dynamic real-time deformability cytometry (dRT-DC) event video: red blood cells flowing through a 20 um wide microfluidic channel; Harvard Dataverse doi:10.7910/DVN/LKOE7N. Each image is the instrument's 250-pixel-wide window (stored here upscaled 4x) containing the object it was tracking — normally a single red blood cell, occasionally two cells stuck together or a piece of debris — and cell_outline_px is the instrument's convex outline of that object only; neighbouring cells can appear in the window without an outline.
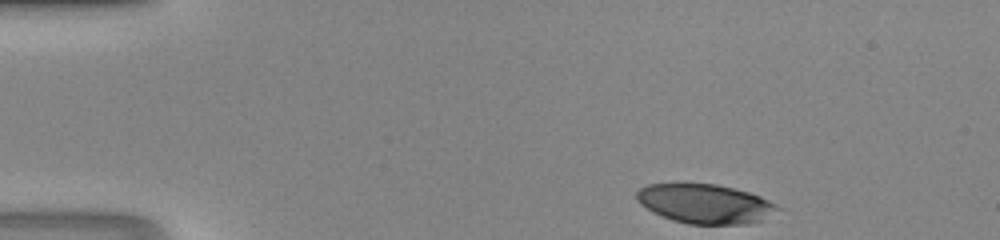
{"species": "human", "species_latin": "Homo sapiens", "temperature_condition": "room temperature", "stored_images_in_passage": 41, "camera_frame_rate_fps": 3000, "um_per_image_px": 0.085, "donor": {"sex": "male"}, "frame": {"image": 1, "passage_image": 1, "time_ms": 0.0, "image_size_px": [1000, 240], "cell_outline_px": [[780, 208], [760, 220], [748, 224], [688, 224], [672, 220], [652, 212], [640, 204], [636, 200], [636, 192], [640, 188], [648, 184], [716, 184], [748, 192], [760, 196], [776, 204]], "centroid_in_image_um": [59.88, 17.32], "position_along_channel_um": 25.1, "area_um2": 32.02}}
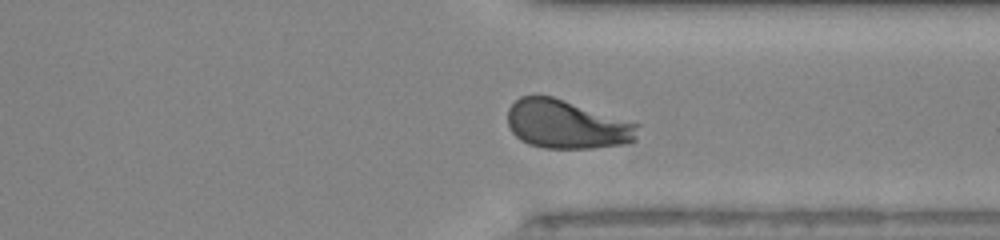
{"frame": {"image": 2, "passage_image": 30, "time_ms": 9.667, "image_size_px": [1000, 240], "cell_outline_px": [[640, 124], [636, 140], [628, 144], [592, 148], [544, 148], [528, 144], [520, 140], [512, 132], [508, 124], [508, 108], [520, 96], [552, 96]], "centroid_in_image_um": [48.19, 10.59], "position_along_channel_um": 363.2, "area_um2": 36.99}}
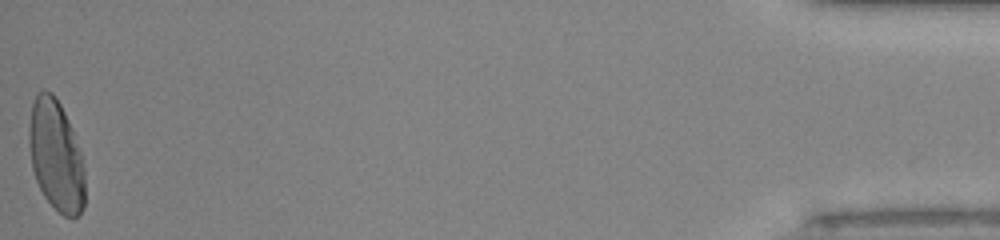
{"frame": {"image": 3, "passage_image": 41, "time_ms": 13.333, "image_size_px": [1000, 240], "cell_outline_px": [[84, 208], [72, 220], [64, 216], [44, 196], [36, 180], [32, 168], [28, 144], [28, 128], [32, 104], [36, 96], [40, 92], [52, 92], [60, 104], [72, 128], [80, 152], [84, 172]], "centroid_in_image_um": [4.75, 13.25], "position_along_channel_um": 430.5, "area_um2": 35.89}}